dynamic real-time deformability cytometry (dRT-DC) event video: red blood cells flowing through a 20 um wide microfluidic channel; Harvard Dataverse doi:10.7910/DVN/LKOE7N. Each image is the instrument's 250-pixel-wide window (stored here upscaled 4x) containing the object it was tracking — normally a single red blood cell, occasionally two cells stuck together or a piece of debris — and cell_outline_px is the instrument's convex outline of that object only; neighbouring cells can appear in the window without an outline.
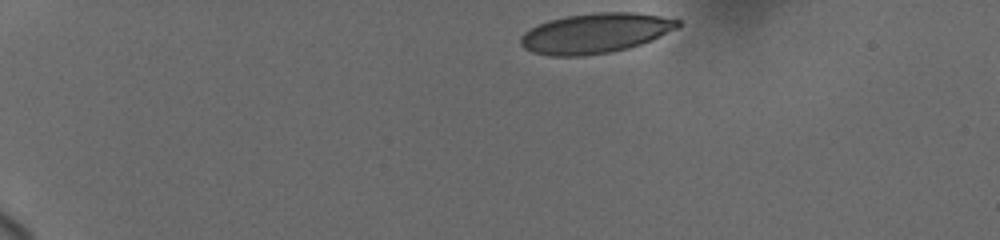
{"species": "human", "species_latin": "Homo sapiens", "temperature_condition": "cold", "stored_images_in_passage": 16, "camera_frame_rate_fps": 3000, "um_per_image_px": 0.085, "donor": {"sex": "female"}, "frame": {"image": 1, "passage_image": 1, "time_ms": 0.0, "image_size_px": [1000, 240], "cell_outline_px": [[680, 24], [676, 28], [652, 40], [628, 48], [612, 52], [584, 56], [548, 56], [532, 52], [524, 48], [520, 44], [520, 36], [524, 32], [548, 20], [568, 16], [596, 12], [636, 12], [660, 16], [680, 20]], "centroid_in_image_um": [50.58, 2.83], "position_along_channel_um": 34.4, "area_um2": 36.59}}
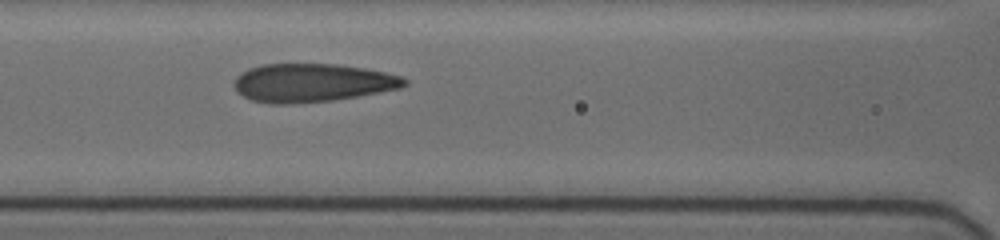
{"frame": {"image": 2, "passage_image": 10, "time_ms": 5.333, "image_size_px": [1000, 240], "cell_outline_px": [[408, 84], [400, 88], [356, 96], [332, 100], [284, 104], [272, 104], [252, 100], [236, 92], [232, 84], [236, 76], [240, 72], [248, 68], [260, 64], [336, 64], [364, 68], [384, 72], [400, 76], [408, 80]], "centroid_in_image_um": [26.48, 7.03], "position_along_channel_um": 140.1, "area_um2": 38.09}}
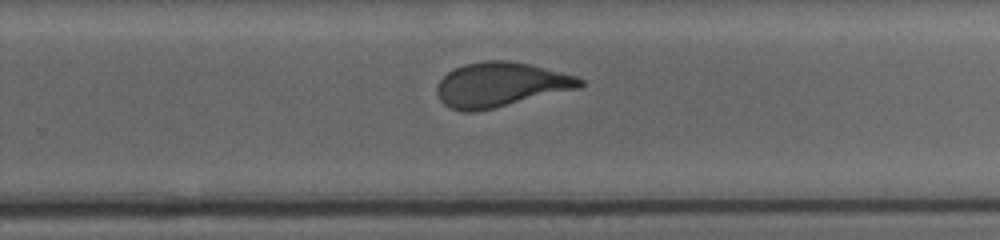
{"frame": {"image": 3, "passage_image": 16, "time_ms": 9.333, "image_size_px": [1000, 240], "cell_outline_px": [[584, 84], [580, 88], [492, 108], [472, 112], [464, 112], [448, 108], [440, 100], [436, 92], [436, 88], [440, 80], [448, 72], [464, 64], [488, 60], [508, 60], [528, 64], [576, 76], [584, 80]], "centroid_in_image_um": [42.53, 7.2], "position_along_channel_um": 287.3, "area_um2": 36.82}}